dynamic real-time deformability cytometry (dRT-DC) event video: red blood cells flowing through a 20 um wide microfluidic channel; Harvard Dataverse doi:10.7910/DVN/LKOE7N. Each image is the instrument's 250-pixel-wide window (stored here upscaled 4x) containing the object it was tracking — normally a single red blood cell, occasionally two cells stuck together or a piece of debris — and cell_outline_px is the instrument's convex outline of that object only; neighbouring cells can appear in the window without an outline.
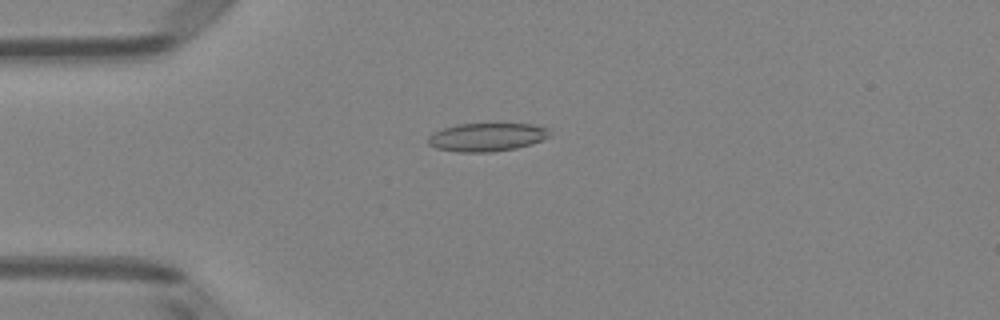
{"species": "Egyptian fruit bat (a non-hibernating species)", "species_latin": "Rousettus aegyptiacus", "temperature_condition": "room temperature", "stored_images_in_passage": 50, "camera_frame_rate_fps": 3000, "um_per_image_px": 0.085, "animal": {"sex": "female"}, "frame": {"image": 1, "passage_image": 13, "time_ms": 4.0, "image_size_px": [1000, 320], "cell_outline_px": [[552, 136], [532, 144], [516, 148], [492, 152], [460, 152], [436, 148], [428, 144], [428, 136], [432, 132], [444, 128], [460, 124], [532, 124], [548, 128]], "centroid_in_image_um": [41.4, 11.66], "position_along_channel_um": 43.6, "area_um2": 20.11}}
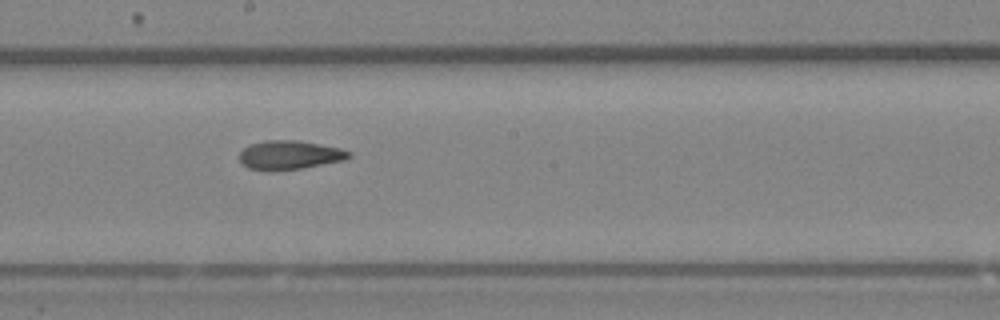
{"frame": {"image": 2, "passage_image": 28, "time_ms": 9.0, "image_size_px": [1000, 320], "cell_outline_px": [[352, 156], [344, 160], [300, 168], [248, 168], [240, 160], [240, 152], [248, 144], [264, 140], [296, 140], [340, 148], [352, 152]], "centroid_in_image_um": [24.65, 13.13], "position_along_channel_um": 223.6, "area_um2": 17.74}}
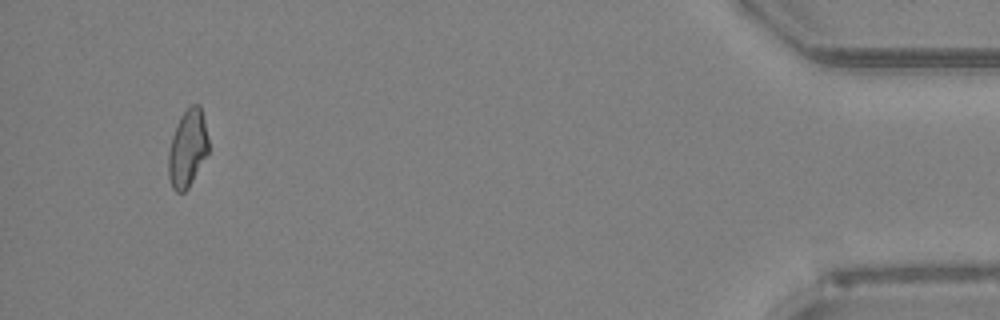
{"frame": {"image": 3, "passage_image": 48, "time_ms": 15.667, "image_size_px": [1000, 320], "cell_outline_px": [[208, 152], [188, 188], [184, 192], [176, 192], [172, 188], [168, 176], [168, 152], [172, 136], [180, 116], [192, 104], [200, 104], [208, 136]], "centroid_in_image_um": [15.93, 12.61], "position_along_channel_um": 419.3, "area_um2": 17.98}, "authors_computed_cell_mechanics": {"area_um2": 18.6694, "velocity_mm_per_s": 4.0387, "shape_relaxation_time_tau1_ms": null, "shape_relaxation_time_tau2_ms": 3.3722, "deformation_change_tau1": null, "deformation_change_tau2": 0.1159}}